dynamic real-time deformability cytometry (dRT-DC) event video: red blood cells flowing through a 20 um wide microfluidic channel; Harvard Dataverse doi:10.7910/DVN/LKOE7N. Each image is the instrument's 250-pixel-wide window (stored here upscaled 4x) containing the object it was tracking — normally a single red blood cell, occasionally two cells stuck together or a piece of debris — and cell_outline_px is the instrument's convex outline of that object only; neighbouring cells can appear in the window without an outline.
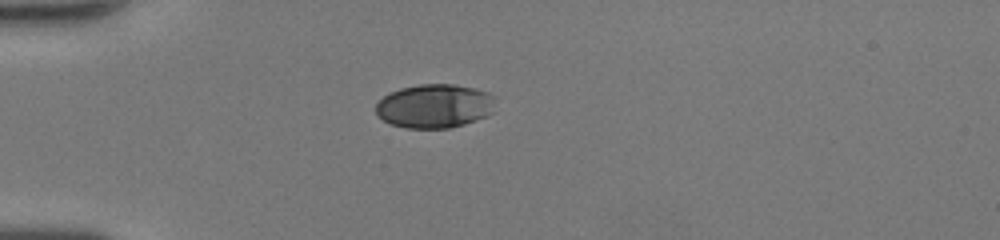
{"species": "human", "species_latin": "Homo sapiens", "temperature_condition": "room temperature", "stored_images_in_passage": 36, "camera_frame_rate_fps": 3000, "um_per_image_px": 0.085, "donor": {"sex": "female"}, "frame": {"image": 1, "passage_image": 1, "time_ms": 0.0, "image_size_px": [1000, 240], "cell_outline_px": [[496, 96], [492, 112], [476, 120], [464, 124], [448, 128], [404, 128], [392, 124], [384, 120], [376, 112], [376, 104], [388, 92], [400, 88], [420, 84], [452, 84], [472, 88], [488, 92]], "centroid_in_image_um": [36.94, 9.0], "position_along_channel_um": 48.1, "area_um2": 30.52}}
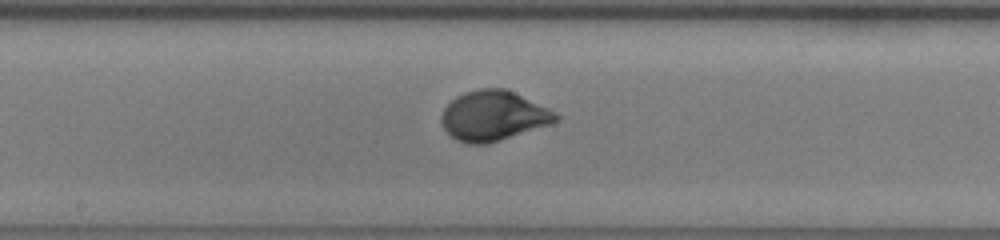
{"frame": {"image": 2, "passage_image": 14, "time_ms": 4.333, "image_size_px": [1000, 240], "cell_outline_px": [[560, 116], [556, 120], [548, 124], [488, 144], [468, 144], [456, 140], [448, 136], [440, 120], [440, 116], [444, 108], [456, 96], [464, 92], [476, 88], [504, 88], [548, 108], [556, 112]], "centroid_in_image_um": [41.86, 9.84], "position_along_channel_um": 206.3, "area_um2": 33.12}}
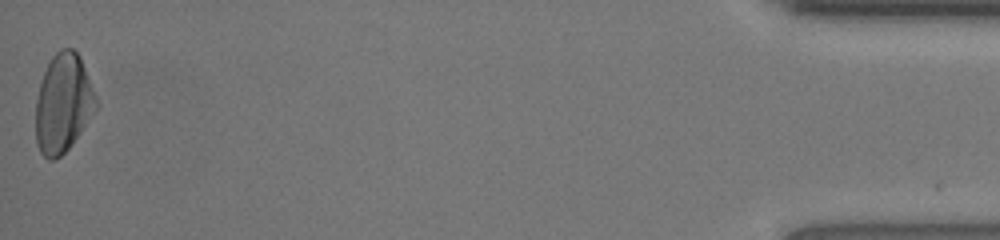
{"frame": {"image": 3, "passage_image": 36, "time_ms": 11.667, "image_size_px": [1000, 240], "cell_outline_px": [[96, 108], [72, 144], [56, 160], [48, 160], [40, 152], [36, 144], [36, 100], [40, 84], [44, 72], [52, 56], [60, 48], [72, 48], [80, 56], [96, 96]], "centroid_in_image_um": [5.34, 8.79], "position_along_channel_um": 429.9, "area_um2": 34.39}, "authors_computed_cell_mechanics": {"area_um2": 32.0212, "velocity_mm_per_s": 4.2639, "shape_relaxation_time_tau1_ms": 2.1694, "shape_relaxation_time_tau2_ms": null, "deformation_change_tau1": 0.1668, "deformation_change_tau2": null}}